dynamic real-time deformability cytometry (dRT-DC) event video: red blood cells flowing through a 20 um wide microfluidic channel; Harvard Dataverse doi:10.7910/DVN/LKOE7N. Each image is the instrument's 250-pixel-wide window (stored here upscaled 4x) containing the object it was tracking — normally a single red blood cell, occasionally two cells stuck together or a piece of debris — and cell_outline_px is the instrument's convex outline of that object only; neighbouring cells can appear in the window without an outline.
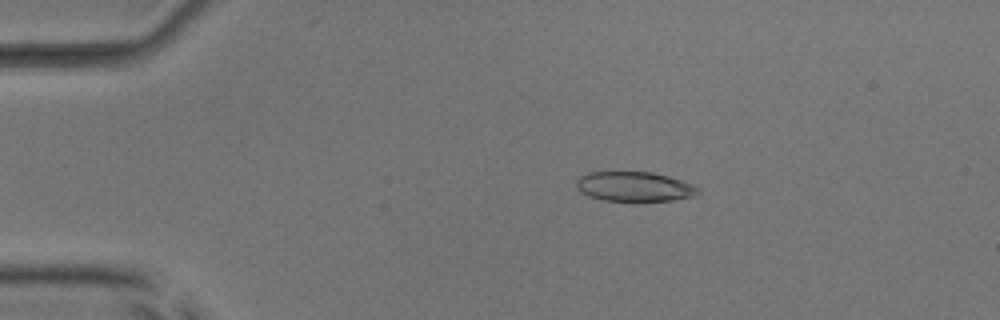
{"species": "common noctule bat (a hibernating species)", "species_latin": "Nyctalus noctula", "temperature_condition": "room temperature", "stored_images_in_passage": 53, "camera_frame_rate_fps": 3000, "um_per_image_px": 0.085, "animal": {"sex": "male", "body_mass_g": 17.9, "forearm_length_mm": 54.2}, "frame": {"image": 1, "passage_image": 11, "time_ms": 3.333, "image_size_px": [1000, 320], "cell_outline_px": [[700, 192], [696, 196], [672, 200], [604, 200], [588, 196], [580, 192], [576, 188], [576, 180], [580, 176], [588, 172], [652, 172], [668, 176], [692, 184], [700, 188]], "centroid_in_image_um": [53.91, 15.85], "position_along_channel_um": 31.1, "area_um2": 20.98}}
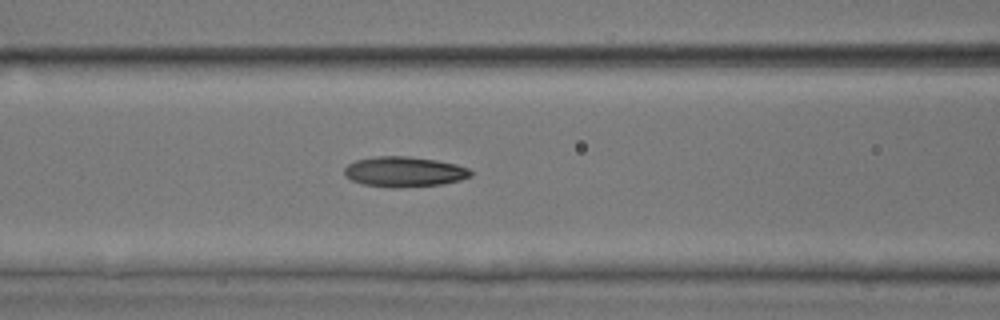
{"frame": {"image": 2, "passage_image": 23, "time_ms": 7.333, "image_size_px": [1000, 320], "cell_outline_px": [[472, 176], [460, 180], [440, 184], [392, 188], [364, 184], [352, 180], [344, 176], [344, 168], [348, 164], [356, 160], [376, 156], [408, 156], [436, 160], [456, 164], [468, 168], [472, 172]], "centroid_in_image_um": [34.35, 14.59], "position_along_channel_um": 132.3, "area_um2": 22.2}}
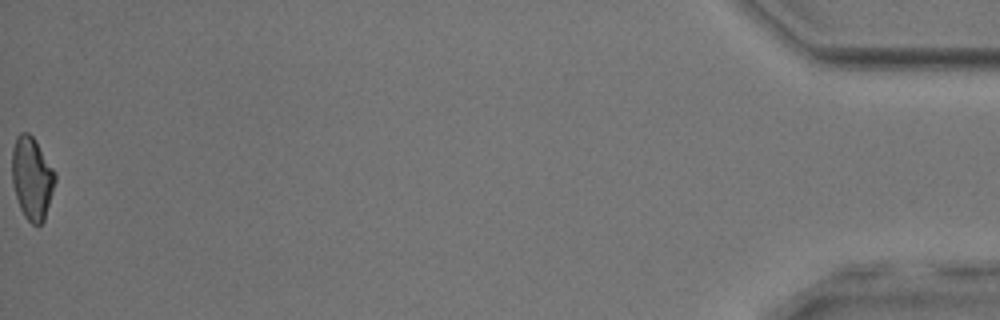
{"frame": {"image": 3, "passage_image": 53, "time_ms": 17.333, "image_size_px": [1000, 320], "cell_outline_px": [[56, 180], [44, 220], [40, 224], [32, 224], [24, 216], [20, 208], [12, 184], [12, 148], [16, 136], [20, 132], [28, 132], [36, 140], [56, 172]], "centroid_in_image_um": [2.71, 15.11], "position_along_channel_um": 432.5, "area_um2": 20.87}, "authors_computed_cell_mechanics": {"area_um2": 21.7328, "velocity_mm_per_s": 3.9956, "shape_relaxation_time_tau1_ms": 7.0548, "shape_relaxation_time_tau2_ms": 3.9211, "deformation_change_tau1": 0.1898, "deformation_change_tau2": 0.1083}}